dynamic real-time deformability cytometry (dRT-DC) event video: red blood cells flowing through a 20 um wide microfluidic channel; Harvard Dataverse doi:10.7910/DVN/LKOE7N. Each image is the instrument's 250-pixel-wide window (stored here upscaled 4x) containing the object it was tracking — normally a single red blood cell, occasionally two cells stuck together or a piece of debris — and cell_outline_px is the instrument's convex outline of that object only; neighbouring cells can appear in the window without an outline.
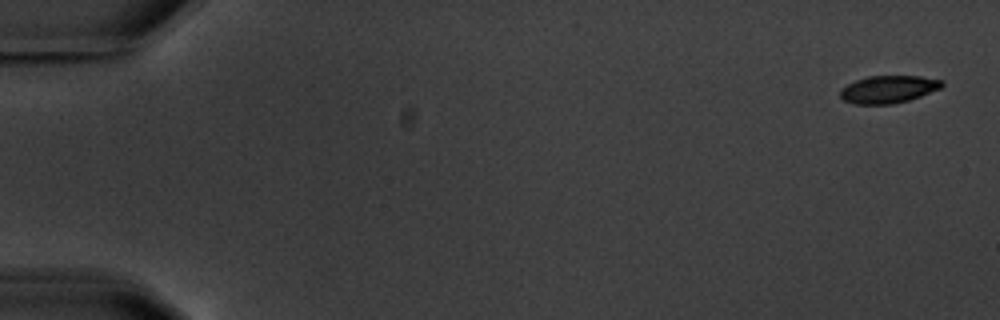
{"species": "common noctule bat (a hibernating species)", "species_latin": "Nyctalus noctula", "temperature_condition": "warm", "stored_images_in_passage": 5, "camera_frame_rate_fps": 3000, "um_per_image_px": 0.085, "animal": {"sex": "male", "body_mass_g": 20.1, "forearm_length_mm": 53.5}, "frame": {"image": 1, "passage_image": 1, "time_ms": 0.0, "image_size_px": [1000, 320], "cell_outline_px": [[944, 84], [940, 88], [920, 96], [908, 100], [892, 104], [856, 104], [844, 100], [840, 96], [840, 88], [856, 80], [868, 76], [920, 76], [944, 80]], "centroid_in_image_um": [75.51, 7.58], "position_along_channel_um": 9.5, "area_um2": 16.24}}
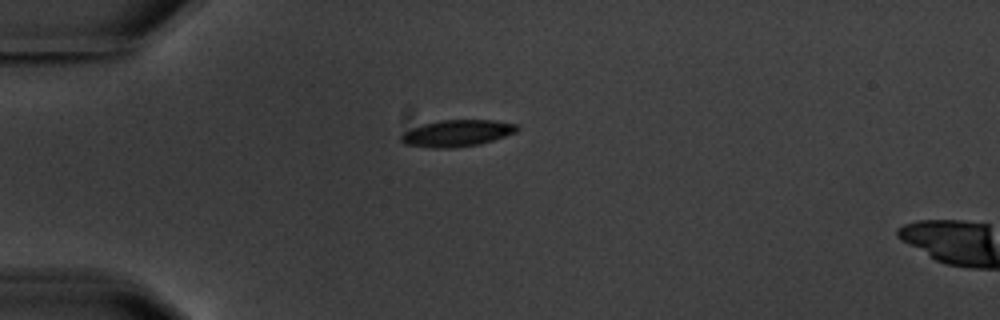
{"frame": {"image": 2, "passage_image": 4, "time_ms": 4.667, "image_size_px": [1000, 320], "cell_outline_px": [[520, 128], [516, 132], [480, 144], [452, 148], [432, 148], [404, 144], [400, 140], [400, 136], [404, 132], [412, 128], [424, 124], [440, 120], [496, 120], [516, 124]], "centroid_in_image_um": [38.84, 11.32], "position_along_channel_um": 46.2, "area_um2": 17.98}}